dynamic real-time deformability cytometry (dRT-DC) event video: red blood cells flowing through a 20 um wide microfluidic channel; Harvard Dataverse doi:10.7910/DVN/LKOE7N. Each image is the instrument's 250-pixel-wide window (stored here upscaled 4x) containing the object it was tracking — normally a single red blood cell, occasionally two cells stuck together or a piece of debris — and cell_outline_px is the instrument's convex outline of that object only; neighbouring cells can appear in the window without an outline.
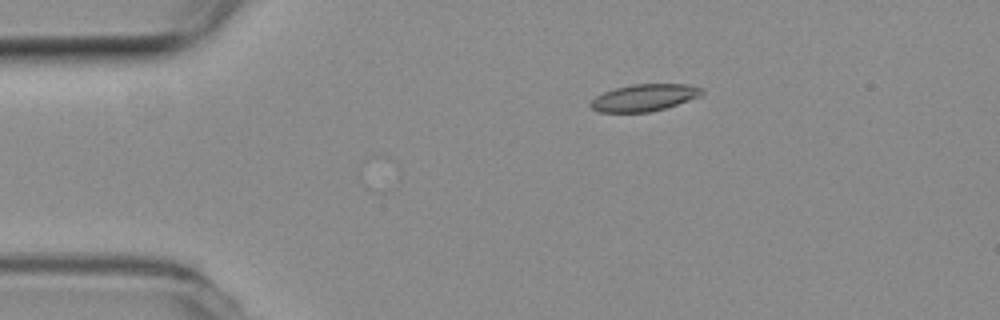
{"species": "common noctule bat (a hibernating species)", "species_latin": "Nyctalus noctula", "temperature_condition": "room temperature", "stored_images_in_passage": 5, "camera_frame_rate_fps": 3000, "um_per_image_px": 0.085, "animal": {"sex": "female", "body_mass_g": 19.3, "forearm_length_mm": 54.1}, "frame": {"image": 1, "passage_image": 1, "time_ms": 0.0, "image_size_px": [1000, 320], "cell_outline_px": [[704, 92], [700, 96], [664, 108], [648, 112], [600, 112], [592, 108], [588, 104], [596, 96], [604, 92], [616, 88], [632, 84], [688, 84], [704, 88]], "centroid_in_image_um": [54.76, 8.29], "position_along_channel_um": 30.2, "area_um2": 17.34}}
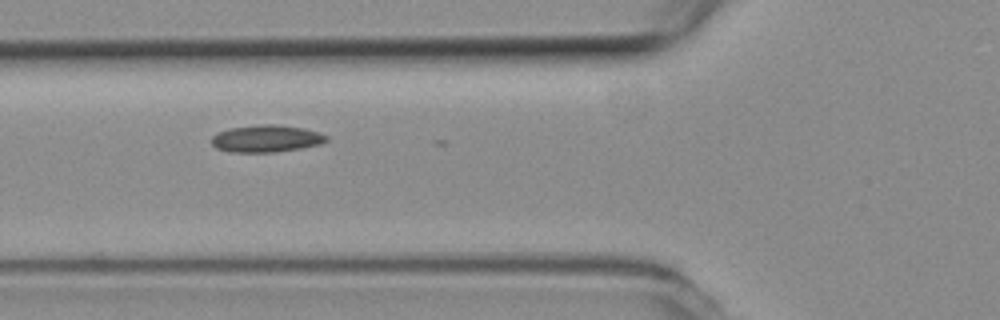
{"frame": {"image": 2, "passage_image": 4, "time_ms": 1.0, "image_size_px": [1000, 320], "cell_outline_px": [[328, 140], [320, 144], [300, 148], [276, 152], [232, 152], [216, 148], [212, 144], [212, 136], [228, 128], [260, 124], [276, 124], [300, 128], [320, 132], [328, 136]], "centroid_in_image_um": [22.64, 11.78], "position_along_channel_um": 103.2, "area_um2": 18.09}}
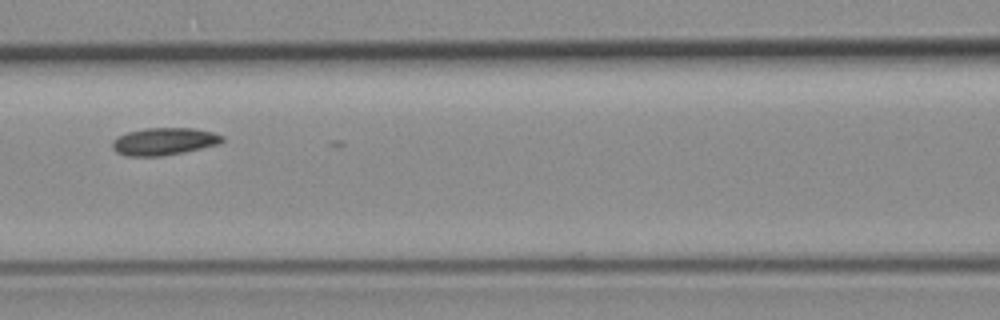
{"frame": {"image": 3, "passage_image": 5, "time_ms": 1.333, "image_size_px": [1000, 320], "cell_outline_px": [[224, 140], [220, 144], [160, 156], [128, 156], [116, 152], [112, 148], [112, 140], [116, 136], [128, 132], [144, 128], [196, 128], [212, 132], [224, 136]], "centroid_in_image_um": [13.92, 12.01], "position_along_channel_um": 152.7, "area_um2": 17.51}}